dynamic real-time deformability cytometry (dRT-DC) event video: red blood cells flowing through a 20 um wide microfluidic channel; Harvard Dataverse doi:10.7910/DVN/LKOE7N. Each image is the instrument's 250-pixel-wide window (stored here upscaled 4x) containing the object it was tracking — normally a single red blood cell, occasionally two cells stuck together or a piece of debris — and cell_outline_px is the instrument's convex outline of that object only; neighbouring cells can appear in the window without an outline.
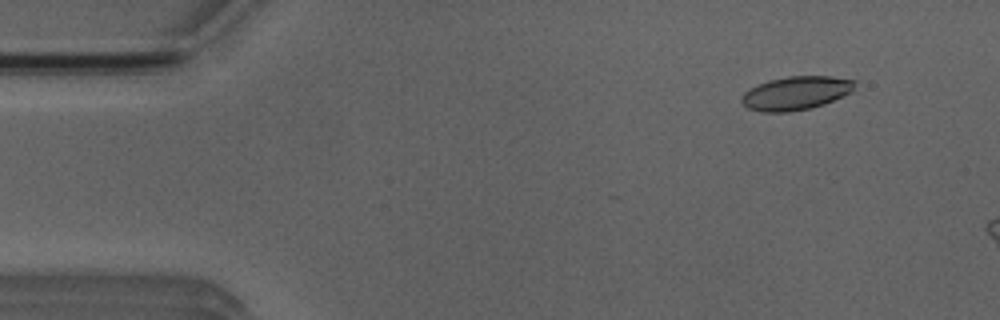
{"species": "Egyptian fruit bat (a non-hibernating species)", "species_latin": "Rousettus aegyptiacus", "temperature_condition": "room temperature", "stored_images_in_passage": 4, "camera_frame_rate_fps": 3000, "um_per_image_px": 0.085, "animal": {"sex": "male"}, "frame": {"image": 1, "passage_image": 2, "time_ms": 1.0, "image_size_px": [1000, 320], "cell_outline_px": [[856, 84], [852, 92], [824, 104], [812, 108], [788, 112], [764, 112], [748, 108], [740, 100], [740, 96], [744, 92], [768, 80], [788, 76], [832, 76], [856, 80]], "centroid_in_image_um": [67.68, 7.91], "position_along_channel_um": 17.3, "area_um2": 22.2}}